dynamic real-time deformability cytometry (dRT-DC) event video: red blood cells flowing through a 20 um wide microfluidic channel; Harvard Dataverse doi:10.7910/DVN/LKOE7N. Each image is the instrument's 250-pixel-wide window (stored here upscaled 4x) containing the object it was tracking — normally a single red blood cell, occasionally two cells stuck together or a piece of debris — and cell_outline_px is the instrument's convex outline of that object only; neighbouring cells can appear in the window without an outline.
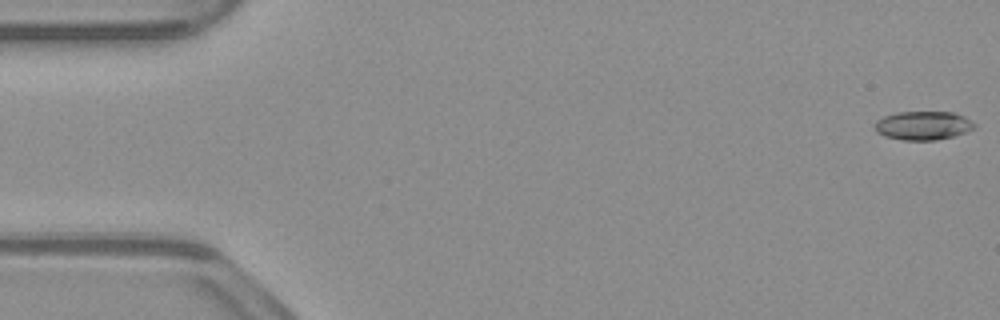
{"species": "common noctule bat (a hibernating species)", "species_latin": "Nyctalus noctula", "temperature_condition": "warm", "stored_images_in_passage": 53, "camera_frame_rate_fps": 3000, "um_per_image_px": 0.085, "animal": {"sex": "male", "body_mass_g": 23.1, "forearm_length_mm": 52.7}, "frame": {"image": 1, "passage_image": 1, "time_ms": 0.0, "image_size_px": [1000, 320], "cell_outline_px": [[976, 124], [972, 128], [964, 132], [952, 136], [936, 140], [900, 140], [884, 136], [876, 132], [876, 120], [884, 116], [896, 112], [952, 112], [964, 116]], "centroid_in_image_um": [78.42, 10.67], "position_along_channel_um": 6.6, "area_um2": 16.53}}
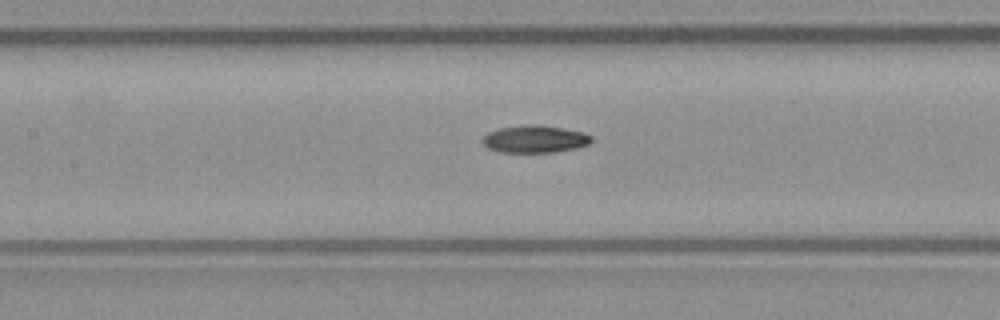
{"frame": {"image": 2, "passage_image": 24, "time_ms": 7.667, "image_size_px": [1000, 320], "cell_outline_px": [[592, 140], [588, 144], [576, 148], [556, 152], [500, 152], [488, 148], [480, 140], [488, 132], [496, 128], [528, 124], [536, 124], [564, 128], [584, 132], [592, 136]], "centroid_in_image_um": [45.44, 11.81], "position_along_channel_um": 162.0, "area_um2": 17.57}}
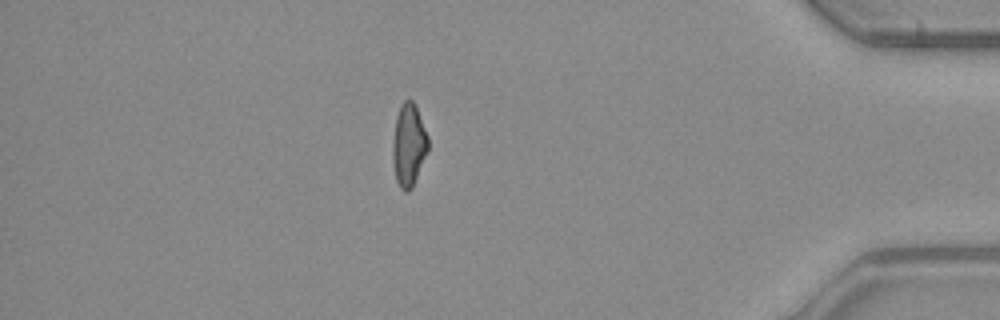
{"frame": {"image": 3, "passage_image": 46, "time_ms": 15.0, "image_size_px": [1000, 320], "cell_outline_px": [[428, 152], [412, 188], [408, 192], [404, 192], [400, 188], [396, 180], [392, 160], [392, 144], [396, 116], [400, 104], [404, 100], [412, 100], [416, 104], [428, 136]], "centroid_in_image_um": [34.74, 12.32], "position_along_channel_um": 400.5, "area_um2": 17.4}, "authors_computed_cell_mechanics": {"area_um2": 17.2244, "velocity_mm_per_s": 3.8822, "shape_relaxation_time_tau1_ms": 9.2413, "shape_relaxation_time_tau2_ms": null, "deformation_change_tau1": 0.2397, "deformation_change_tau2": null}}